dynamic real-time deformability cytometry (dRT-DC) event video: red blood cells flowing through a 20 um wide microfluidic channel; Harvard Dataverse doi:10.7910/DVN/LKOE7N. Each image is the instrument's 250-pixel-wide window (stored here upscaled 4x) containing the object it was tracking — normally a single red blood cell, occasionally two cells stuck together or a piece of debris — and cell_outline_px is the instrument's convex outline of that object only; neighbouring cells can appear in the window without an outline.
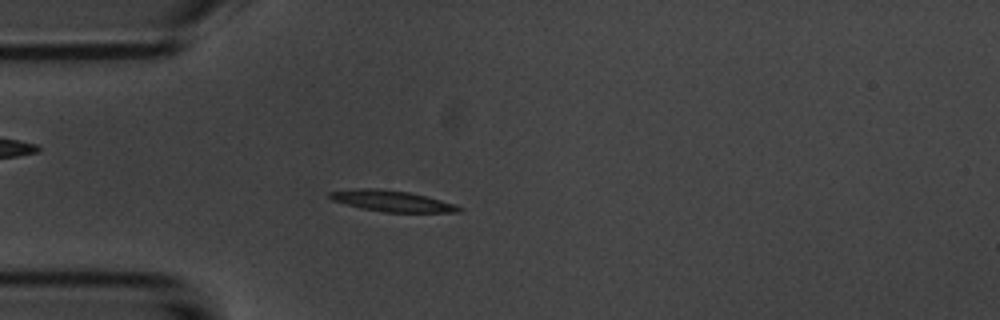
{"species": "common noctule bat (a hibernating species)", "species_latin": "Nyctalus noctula", "temperature_condition": "room temperature", "stored_images_in_passage": 47, "camera_frame_rate_fps": 3000, "um_per_image_px": 0.085, "animal": {"sex": "male", "body_mass_g": 20.1, "forearm_length_mm": 53.5}, "frame": {"image": 1, "passage_image": 8, "time_ms": 2.333, "image_size_px": [1000, 320], "cell_outline_px": [[464, 208], [460, 212], [384, 212], [360, 208], [332, 200], [328, 196], [328, 192], [360, 188], [376, 188], [408, 192], [456, 204]], "centroid_in_image_um": [33.31, 17.09], "position_along_channel_um": 51.7, "area_um2": 15.72}}
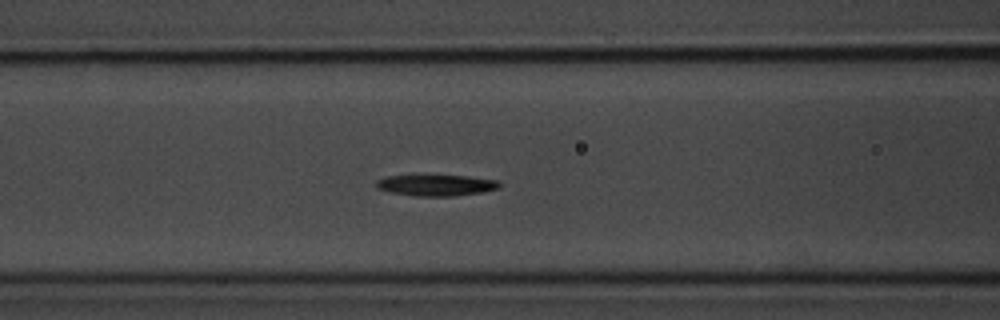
{"frame": {"image": 2, "passage_image": 15, "time_ms": 4.667, "image_size_px": [1000, 320], "cell_outline_px": [[500, 188], [484, 192], [456, 196], [412, 196], [392, 192], [376, 188], [376, 180], [384, 176], [468, 176], [496, 180], [500, 184]], "centroid_in_image_um": [37.08, 15.75], "position_along_channel_um": 129.5, "area_um2": 15.14}}
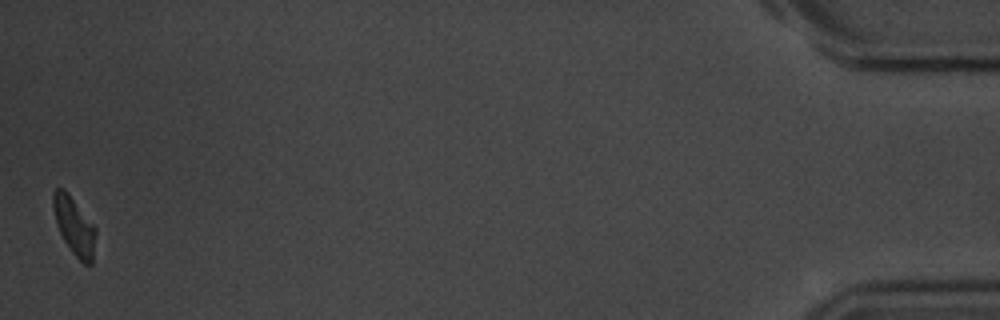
{"frame": {"image": 3, "passage_image": 47, "time_ms": 15.333, "image_size_px": [1000, 320], "cell_outline_px": [[96, 232], [92, 264], [84, 264], [72, 252], [64, 240], [56, 224], [52, 204], [52, 192], [56, 188], [64, 188], [68, 192], [96, 228]], "centroid_in_image_um": [6.29, 19.18], "position_along_channel_um": 428.9, "area_um2": 14.28}, "authors_computed_cell_mechanics": {"area_um2": 15.2592, "velocity_mm_per_s": 3.6905, "shape_relaxation_time_tau1_ms": 3.9281, "shape_relaxation_time_tau2_ms": null, "deformation_change_tau1": 0.1334, "deformation_change_tau2": null}}